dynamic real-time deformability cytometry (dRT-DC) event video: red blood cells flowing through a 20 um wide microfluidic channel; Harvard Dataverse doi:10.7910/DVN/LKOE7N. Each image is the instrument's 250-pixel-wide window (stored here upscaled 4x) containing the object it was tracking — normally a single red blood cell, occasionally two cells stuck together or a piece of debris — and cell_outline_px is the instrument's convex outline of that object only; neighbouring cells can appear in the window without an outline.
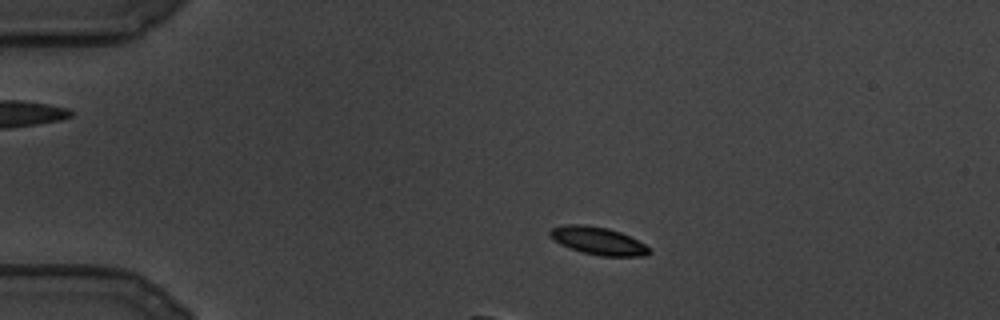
{"species": "common noctule bat (a hibernating species)", "species_latin": "Nyctalus noctula", "temperature_condition": "cold", "stored_images_in_passage": 112, "camera_frame_rate_fps": 3000, "um_per_image_px": 0.085, "animal": {"sex": "male", "body_mass_g": 19.5, "forearm_length_mm": 54.6}, "frame": {"image": 1, "passage_image": 20, "time_ms": 6.333, "image_size_px": [1000, 320], "cell_outline_px": [[652, 252], [648, 256], [600, 256], [580, 252], [560, 244], [548, 236], [548, 232], [552, 228], [564, 224], [584, 224], [608, 228], [620, 232], [644, 244]], "centroid_in_image_um": [50.8, 20.47], "position_along_channel_um": 34.2, "area_um2": 16.13}}
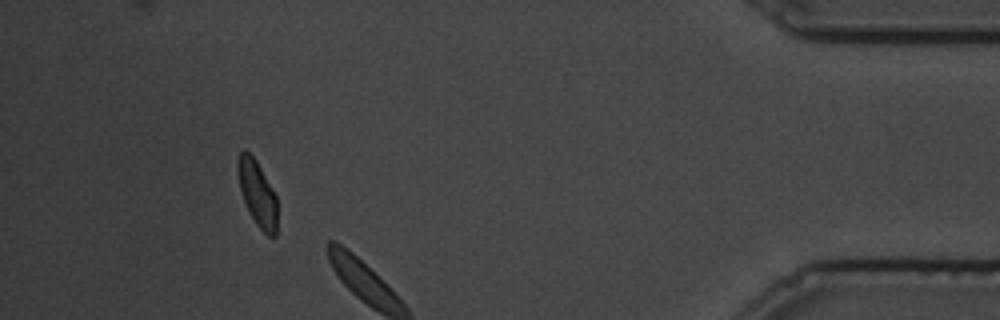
{"frame": {"image": 2, "passage_image": 103, "time_ms": 34.0, "image_size_px": [1000, 320], "cell_outline_px": [[276, 236], [268, 236], [256, 224], [240, 192], [236, 172], [236, 160], [240, 152], [244, 148], [256, 160], [276, 196]], "centroid_in_image_um": [21.83, 16.38], "position_along_channel_um": 413.4, "area_um2": 14.97}}